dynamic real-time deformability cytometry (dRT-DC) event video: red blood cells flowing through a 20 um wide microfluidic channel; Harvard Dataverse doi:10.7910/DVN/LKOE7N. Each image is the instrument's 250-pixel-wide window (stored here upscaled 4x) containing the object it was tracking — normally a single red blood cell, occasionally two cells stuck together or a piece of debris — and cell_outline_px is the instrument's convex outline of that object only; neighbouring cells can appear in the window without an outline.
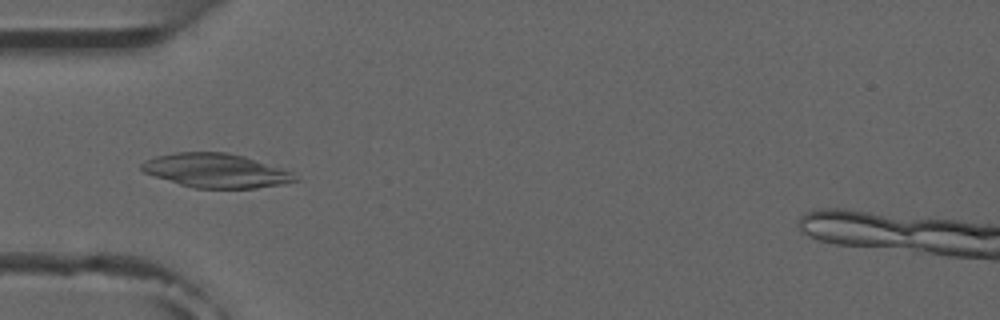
{"species": "common noctule bat (a hibernating species)", "species_latin": "Nyctalus noctula", "temperature_condition": "room temperature", "stored_images_in_passage": 5, "camera_frame_rate_fps": 3000, "um_per_image_px": 0.085, "animal": {"sex": "male", "forearm_length_mm": 52.5}, "frame": {"image": 1, "passage_image": 4, "time_ms": 3.667, "image_size_px": [1000, 320], "cell_outline_px": [[300, 180], [284, 184], [256, 188], [196, 188], [180, 184], [144, 172], [140, 168], [140, 164], [144, 160], [156, 156], [176, 152], [228, 152], [244, 156], [292, 172]], "centroid_in_image_um": [18.36, 14.5], "position_along_channel_um": 66.6, "area_um2": 30.29}}
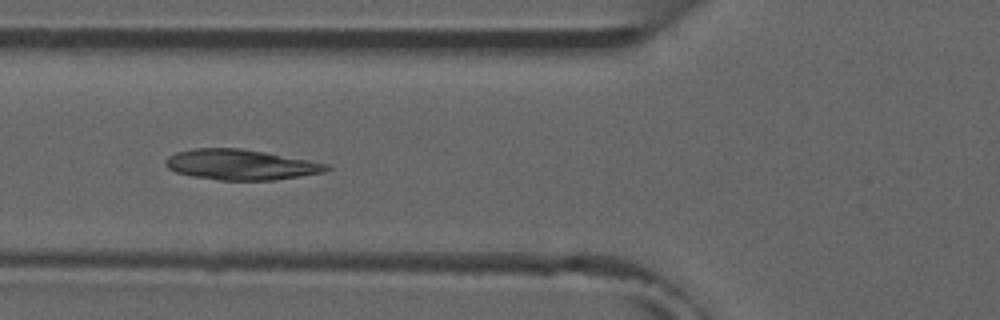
{"frame": {"image": 2, "passage_image": 5, "time_ms": 4.667, "image_size_px": [1000, 320], "cell_outline_px": [[332, 168], [324, 172], [300, 176], [272, 180], [220, 180], [192, 176], [176, 172], [168, 168], [164, 164], [164, 160], [168, 156], [176, 152], [192, 148], [240, 148], [264, 152], [308, 160], [328, 164]], "centroid_in_image_um": [20.43, 13.99], "position_along_channel_um": 105.4, "area_um2": 28.44}}